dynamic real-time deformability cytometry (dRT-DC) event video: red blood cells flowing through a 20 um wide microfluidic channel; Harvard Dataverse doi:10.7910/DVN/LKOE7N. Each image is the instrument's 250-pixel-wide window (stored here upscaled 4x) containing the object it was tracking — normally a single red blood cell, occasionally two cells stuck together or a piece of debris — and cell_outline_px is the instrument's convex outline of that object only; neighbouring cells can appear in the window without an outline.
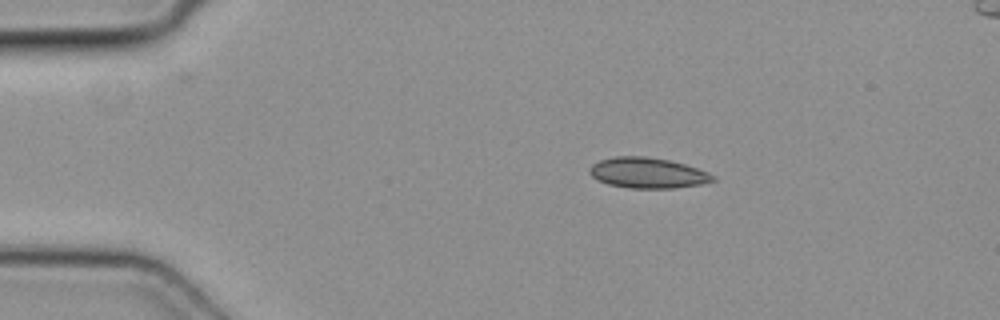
{"species": "common noctule bat (a hibernating species)", "species_latin": "Nyctalus noctula", "temperature_condition": "cold", "stored_images_in_passage": 4, "camera_frame_rate_fps": 3000, "um_per_image_px": 0.085, "animal": {"sex": "female", "body_mass_g": 19.3, "forearm_length_mm": 54.1}, "frame": {"image": 1, "passage_image": 2, "time_ms": 0.333, "image_size_px": [1000, 320], "cell_outline_px": [[716, 180], [700, 184], [672, 188], [632, 188], [608, 184], [592, 176], [588, 172], [588, 168], [592, 164], [600, 160], [616, 156], [644, 156], [668, 160], [684, 164], [708, 172], [716, 176]], "centroid_in_image_um": [55.04, 14.69], "position_along_channel_um": 30.0, "area_um2": 21.79}}